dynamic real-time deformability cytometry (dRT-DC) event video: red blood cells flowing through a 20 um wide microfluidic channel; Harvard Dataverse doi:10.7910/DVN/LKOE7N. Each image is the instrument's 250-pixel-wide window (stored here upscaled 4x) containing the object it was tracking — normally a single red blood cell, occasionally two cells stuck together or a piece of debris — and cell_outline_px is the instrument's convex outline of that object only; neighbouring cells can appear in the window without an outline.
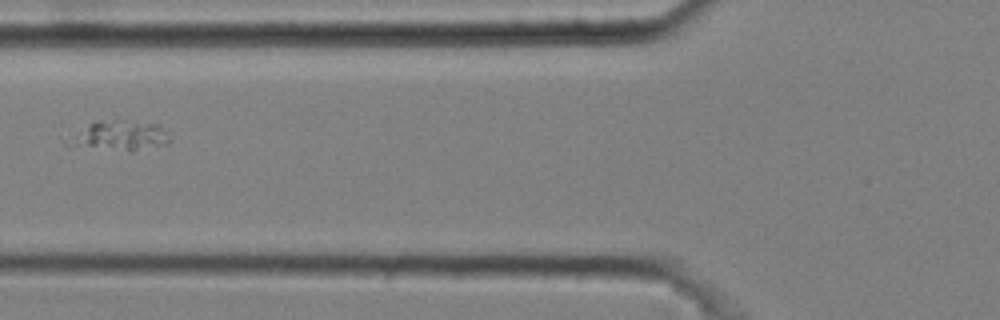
{"species": "common noctule bat (a hibernating species)", "species_latin": "Nyctalus noctula", "temperature_condition": "cold", "stored_images_in_passage": 5, "camera_frame_rate_fps": 3000, "um_per_image_px": 0.085, "animal": {"sex": "male", "body_mass_g": 20.4}, "frame": {"image": 1, "passage_image": 5, "time_ms": 1.333, "image_size_px": [1000, 320], "cell_outline_px": [[168, 144], [132, 152], [64, 144], [60, 140], [96, 120], [124, 120], [160, 124], [168, 140]], "centroid_in_image_um": [10.08, 11.54], "position_along_channel_um": 115.7, "area_um2": 17.86}}